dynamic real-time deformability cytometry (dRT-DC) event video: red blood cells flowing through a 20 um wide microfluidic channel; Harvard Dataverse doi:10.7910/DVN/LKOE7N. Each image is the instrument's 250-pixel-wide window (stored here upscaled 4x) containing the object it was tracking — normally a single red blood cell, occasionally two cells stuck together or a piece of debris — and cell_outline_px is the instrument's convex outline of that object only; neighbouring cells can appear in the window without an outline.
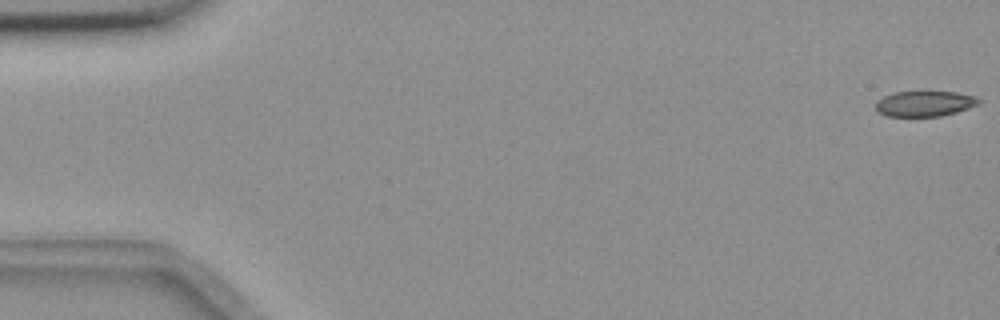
{"species": "common noctule bat (a hibernating species)", "species_latin": "Nyctalus noctula", "temperature_condition": "room temperature", "stored_images_in_passage": 6, "camera_frame_rate_fps": 3000, "um_per_image_px": 0.085, "animal": {"sex": "female", "body_mass_g": 18.4}, "frame": {"image": 1, "passage_image": 1, "time_ms": 0.0, "image_size_px": [1000, 320], "cell_outline_px": [[980, 104], [956, 112], [940, 116], [884, 116], [876, 112], [876, 100], [892, 92], [956, 92], [976, 96], [980, 100]], "centroid_in_image_um": [78.57, 8.81], "position_along_channel_um": 6.4, "area_um2": 15.37}}
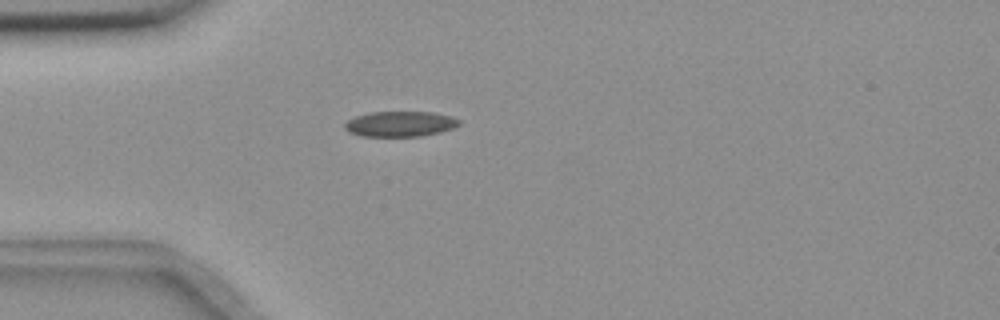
{"frame": {"image": 2, "passage_image": 5, "time_ms": 1.333, "image_size_px": [1000, 320], "cell_outline_px": [[460, 124], [452, 128], [440, 132], [420, 136], [360, 136], [348, 132], [344, 128], [344, 124], [348, 120], [356, 116], [368, 112], [432, 112], [452, 116], [460, 120]], "centroid_in_image_um": [33.99, 10.53], "position_along_channel_um": 51.0, "area_um2": 16.94}}